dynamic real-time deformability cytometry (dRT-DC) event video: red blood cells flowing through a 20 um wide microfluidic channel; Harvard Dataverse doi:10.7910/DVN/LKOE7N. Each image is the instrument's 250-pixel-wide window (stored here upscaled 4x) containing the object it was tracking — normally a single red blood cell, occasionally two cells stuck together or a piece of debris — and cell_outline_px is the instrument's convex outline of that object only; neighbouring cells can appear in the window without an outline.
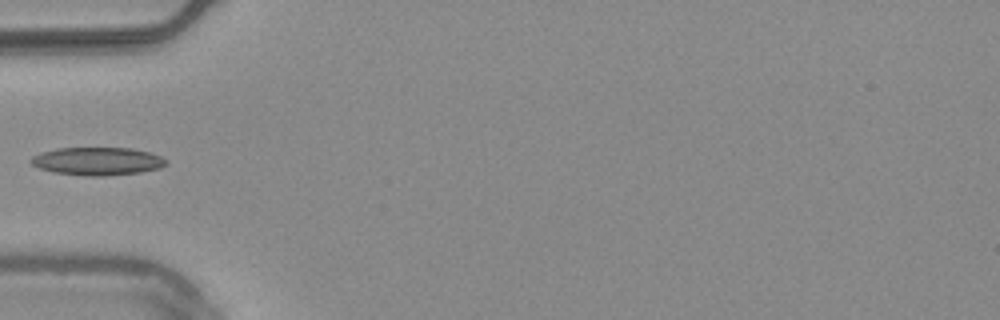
{"species": "common noctule bat (a hibernating species)", "species_latin": "Nyctalus noctula", "temperature_condition": "warm", "stored_images_in_passage": 9, "camera_frame_rate_fps": 3000, "um_per_image_px": 0.085, "animal": {"sex": "male", "body_mass_g": 20.4}, "frame": {"image": 1, "passage_image": 1, "time_ms": 0.0, "image_size_px": [1000, 320], "cell_outline_px": [[168, 164], [160, 168], [140, 172], [104, 176], [88, 176], [52, 172], [40, 168], [32, 164], [28, 160], [32, 156], [40, 152], [56, 148], [132, 148], [148, 152], [160, 156], [168, 160]], "centroid_in_image_um": [8.27, 13.7], "position_along_channel_um": 76.7, "area_um2": 22.14}}